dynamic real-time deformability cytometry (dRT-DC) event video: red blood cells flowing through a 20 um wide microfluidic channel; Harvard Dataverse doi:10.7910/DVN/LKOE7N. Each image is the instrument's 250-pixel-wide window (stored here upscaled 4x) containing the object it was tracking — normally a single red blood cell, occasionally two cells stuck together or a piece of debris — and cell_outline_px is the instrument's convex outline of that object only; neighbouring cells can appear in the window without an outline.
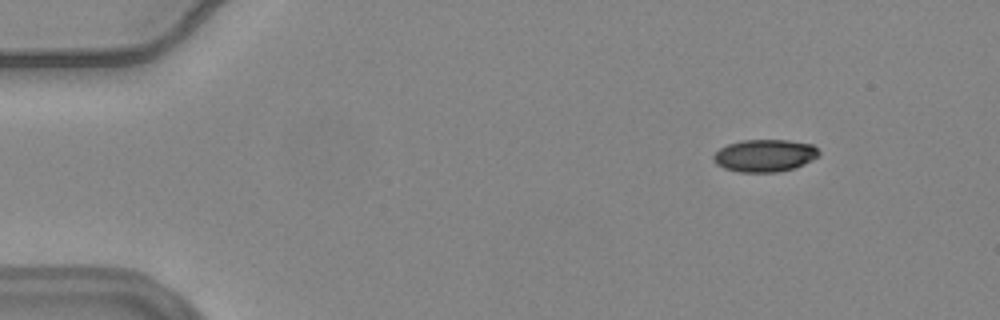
{"species": "common noctule bat (a hibernating species)", "species_latin": "Nyctalus noctula", "temperature_condition": "warm", "stored_images_in_passage": 56, "camera_frame_rate_fps": 3000, "um_per_image_px": 0.085, "animal": {"sex": "female", "body_mass_g": 24.6, "forearm_length_mm": 56.2}, "frame": {"image": 1, "passage_image": 7, "time_ms": 2.0, "image_size_px": [1000, 320], "cell_outline_px": [[820, 156], [796, 168], [776, 172], [740, 172], [724, 168], [716, 164], [712, 160], [712, 156], [720, 148], [728, 144], [740, 140], [788, 140], [812, 144], [820, 152]], "centroid_in_image_um": [65.0, 13.22], "position_along_channel_um": 20.0, "area_um2": 20.06}}
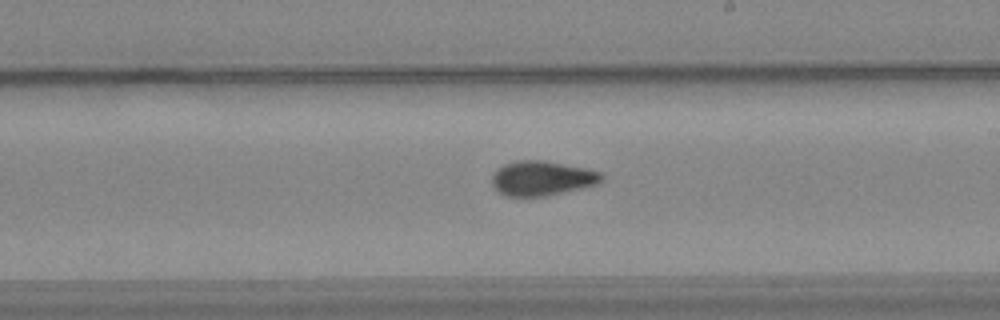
{"frame": {"image": 2, "passage_image": 33, "time_ms": 10.667, "image_size_px": [1000, 320], "cell_outline_px": [[604, 176], [596, 184], [564, 192], [544, 196], [504, 196], [496, 192], [492, 184], [492, 176], [496, 168], [504, 164], [516, 160], [544, 160], [588, 168], [600, 172]], "centroid_in_image_um": [46.01, 15.14], "position_along_channel_um": 243.0, "area_um2": 22.31}}
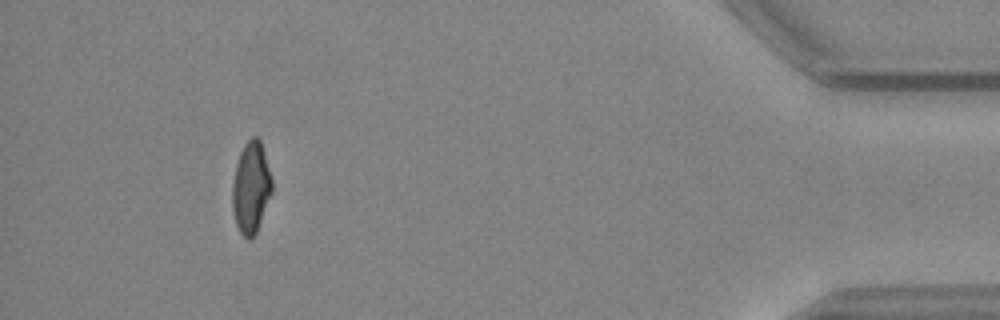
{"frame": {"image": 3, "passage_image": 52, "time_ms": 17.0, "image_size_px": [1000, 320], "cell_outline_px": [[272, 192], [256, 232], [248, 240], [240, 232], [236, 224], [232, 208], [232, 184], [236, 164], [240, 152], [244, 144], [252, 136], [256, 136], [260, 140], [272, 180]], "centroid_in_image_um": [21.32, 15.93], "position_along_channel_um": 413.9, "area_um2": 20.87}, "authors_computed_cell_mechanics": {"area_um2": 21.2993, "velocity_mm_per_s": 3.7066, "shape_relaxation_time_tau1_ms": 6.0539, "shape_relaxation_time_tau2_ms": 1.807, "deformation_change_tau1": 0.1655, "deformation_change_tau2": 0.0652}}